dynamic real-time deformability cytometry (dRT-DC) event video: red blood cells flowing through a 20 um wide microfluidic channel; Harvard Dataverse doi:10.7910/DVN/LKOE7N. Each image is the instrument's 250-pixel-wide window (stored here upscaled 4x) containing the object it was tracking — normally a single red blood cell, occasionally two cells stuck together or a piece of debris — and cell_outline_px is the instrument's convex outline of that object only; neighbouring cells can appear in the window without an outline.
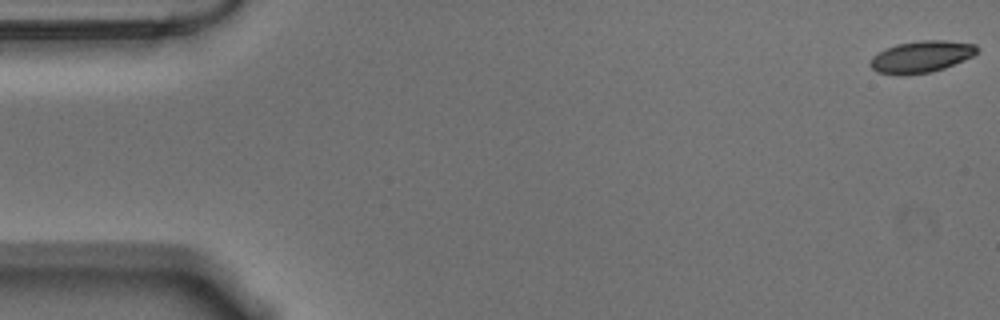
{"species": "Egyptian fruit bat (a non-hibernating species)", "species_latin": "Rousettus aegyptiacus", "temperature_condition": "warm", "stored_images_in_passage": 53, "camera_frame_rate_fps": 3000, "um_per_image_px": 0.085, "animal": {"sex": "male"}, "frame": {"image": 1, "passage_image": 1, "time_ms": 0.0, "image_size_px": [1000, 320], "cell_outline_px": [[980, 52], [964, 60], [944, 68], [932, 72], [908, 76], [900, 76], [876, 72], [868, 64], [872, 56], [884, 48], [896, 44], [920, 40], [944, 40], [976, 44], [980, 48]], "centroid_in_image_um": [78.29, 4.83], "position_along_channel_um": 6.7, "area_um2": 20.29}}
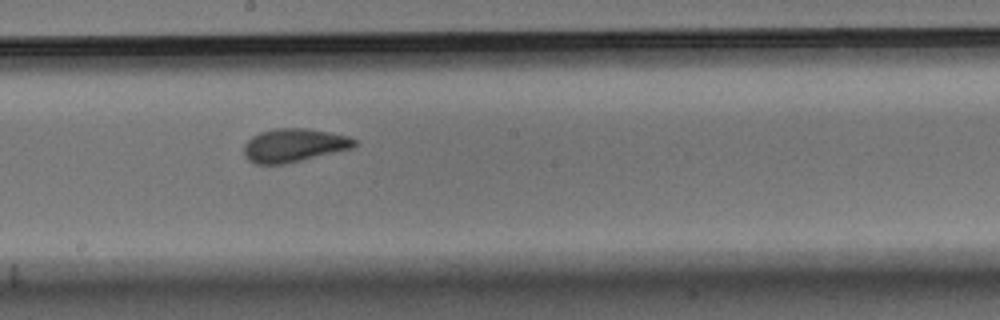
{"frame": {"image": 2, "passage_image": 31, "time_ms": 10.0, "image_size_px": [1000, 320], "cell_outline_px": [[356, 144], [352, 148], [284, 164], [256, 164], [248, 160], [244, 156], [244, 144], [252, 136], [260, 132], [276, 128], [308, 128], [348, 136], [356, 140]], "centroid_in_image_um": [24.95, 12.34], "position_along_channel_um": 223.3, "area_um2": 21.39}}
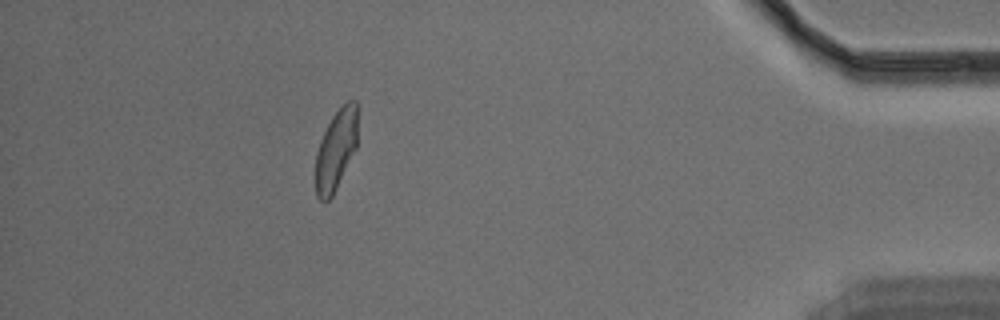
{"frame": {"image": 3, "passage_image": 51, "time_ms": 16.667, "image_size_px": [1000, 320], "cell_outline_px": [[356, 148], [332, 196], [328, 200], [320, 200], [316, 196], [316, 152], [320, 140], [332, 116], [348, 100], [356, 100]], "centroid_in_image_um": [28.54, 12.74], "position_along_channel_um": 406.7, "area_um2": 19.25}, "authors_computed_cell_mechanics": {"area_um2": 20.7502, "velocity_mm_per_s": 3.5473, "shape_relaxation_time_tau1_ms": 5.5092, "shape_relaxation_time_tau2_ms": 1.1061, "deformation_change_tau1": 0.1721, "deformation_change_tau2": 0.0648}}